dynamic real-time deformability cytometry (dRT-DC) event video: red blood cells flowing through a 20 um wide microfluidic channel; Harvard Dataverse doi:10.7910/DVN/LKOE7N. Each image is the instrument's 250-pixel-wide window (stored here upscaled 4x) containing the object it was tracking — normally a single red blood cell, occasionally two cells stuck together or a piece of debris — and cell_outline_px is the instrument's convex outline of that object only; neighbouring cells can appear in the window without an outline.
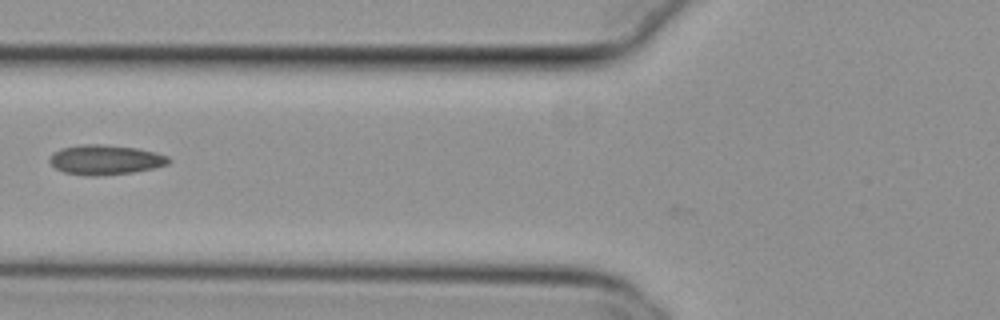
{"species": "common noctule bat (a hibernating species)", "species_latin": "Nyctalus noctula", "temperature_condition": "cold", "stored_images_in_passage": 36, "camera_frame_rate_fps": 3000, "um_per_image_px": 0.085, "animal": {"sex": "female", "body_mass_g": 29.2, "forearm_length_mm": 56.3}, "frame": {"image": 1, "passage_image": 7, "time_ms": 2.0, "image_size_px": [1000, 320], "cell_outline_px": [[172, 160], [168, 164], [152, 168], [132, 172], [96, 176], [88, 176], [64, 172], [56, 168], [48, 160], [52, 152], [60, 148], [84, 144], [100, 144], [136, 148], [156, 152], [168, 156]], "centroid_in_image_um": [8.94, 13.57], "position_along_channel_um": 116.9, "area_um2": 20.63}}
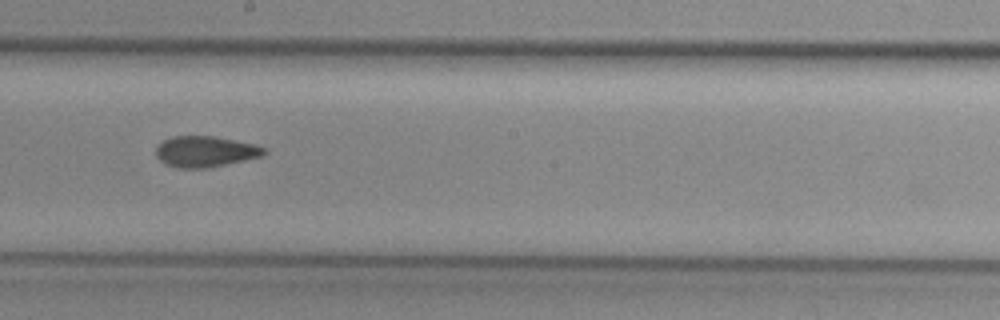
{"frame": {"image": 2, "passage_image": 16, "time_ms": 5.0, "image_size_px": [1000, 320], "cell_outline_px": [[268, 152], [264, 156], [204, 168], [180, 168], [168, 164], [160, 160], [156, 156], [156, 148], [164, 140], [172, 136], [212, 136], [252, 144], [264, 148]], "centroid_in_image_um": [17.44, 12.88], "position_along_channel_um": 230.8, "area_um2": 19.07}}
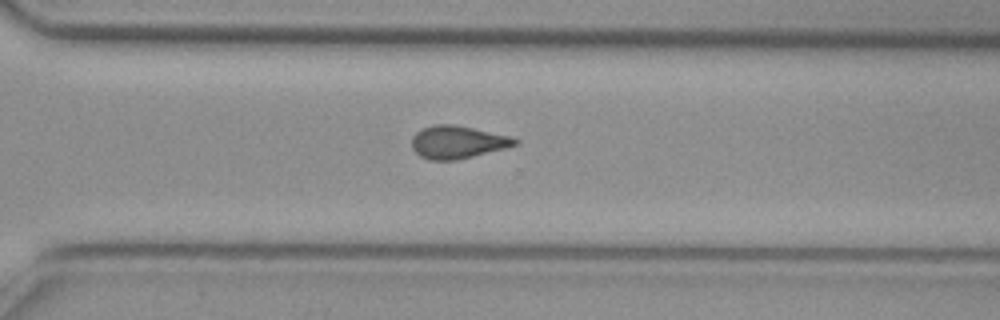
{"frame": {"image": 3, "passage_image": 24, "time_ms": 7.667, "image_size_px": [1000, 320], "cell_outline_px": [[520, 140], [516, 144], [504, 148], [456, 160], [428, 160], [420, 156], [412, 148], [412, 136], [420, 128], [436, 124], [452, 124], [512, 136]], "centroid_in_image_um": [38.86, 12.07], "position_along_channel_um": 331.7, "area_um2": 19.59}, "authors_computed_cell_mechanics": {"area_um2": 19.1029, "velocity_mm_per_s": 3.7953, "shape_relaxation_time_tau1_ms": null, "shape_relaxation_time_tau2_ms": 3.4443, "deformation_change_tau1": null, "deformation_change_tau2": 0.0719}}